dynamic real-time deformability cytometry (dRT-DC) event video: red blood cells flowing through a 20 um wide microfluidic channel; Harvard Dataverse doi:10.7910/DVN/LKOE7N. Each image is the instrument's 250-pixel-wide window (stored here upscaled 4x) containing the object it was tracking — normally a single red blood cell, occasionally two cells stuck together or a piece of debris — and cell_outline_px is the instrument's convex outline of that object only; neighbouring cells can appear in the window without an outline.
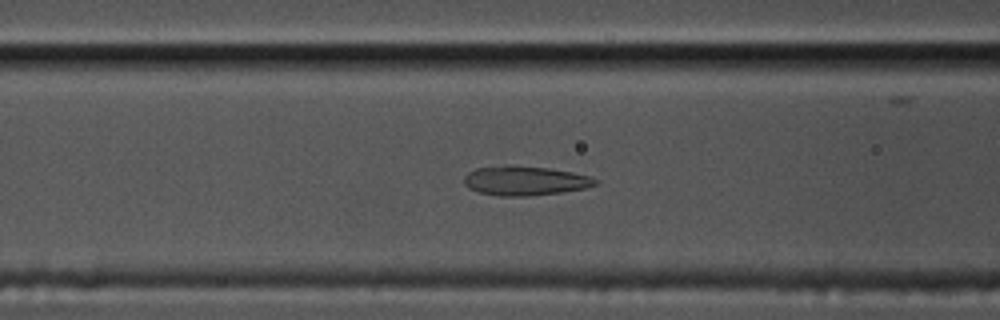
{"species": "common noctule bat (a hibernating species)", "species_latin": "Nyctalus noctula", "temperature_condition": "cold", "stored_images_in_passage": 42, "camera_frame_rate_fps": 3000, "um_per_image_px": 0.085, "animal": {"sex": "male", "body_mass_g": 17.5, "forearm_length_mm": 52.3}, "frame": {"image": 1, "passage_image": 7, "time_ms": 2.0, "image_size_px": [1000, 320], "cell_outline_px": [[600, 180], [596, 184], [584, 188], [560, 192], [528, 196], [500, 196], [480, 192], [468, 188], [464, 184], [464, 176], [468, 172], [476, 168], [504, 164], [512, 164], [548, 168], [572, 172], [588, 176]], "centroid_in_image_um": [44.58, 15.34], "position_along_channel_um": 122.0, "area_um2": 22.6}}
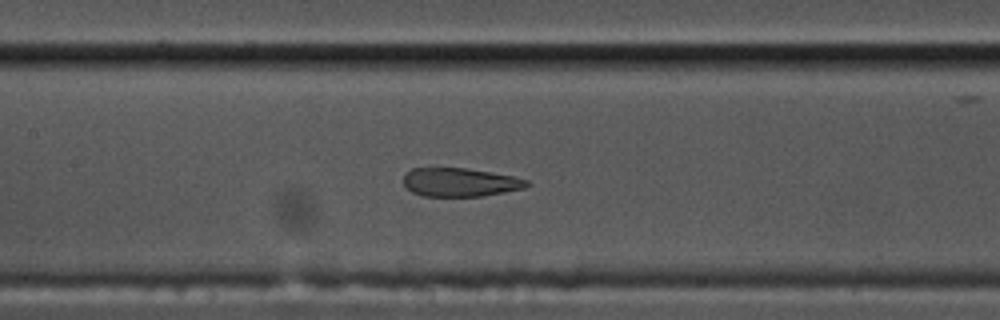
{"frame": {"image": 2, "passage_image": 11, "time_ms": 3.333, "image_size_px": [1000, 320], "cell_outline_px": [[532, 184], [524, 188], [504, 192], [480, 196], [424, 196], [412, 192], [404, 184], [404, 176], [412, 168], [468, 168], [512, 176], [528, 180]], "centroid_in_image_um": [39.12, 15.49], "position_along_channel_um": 168.3, "area_um2": 20.4}}
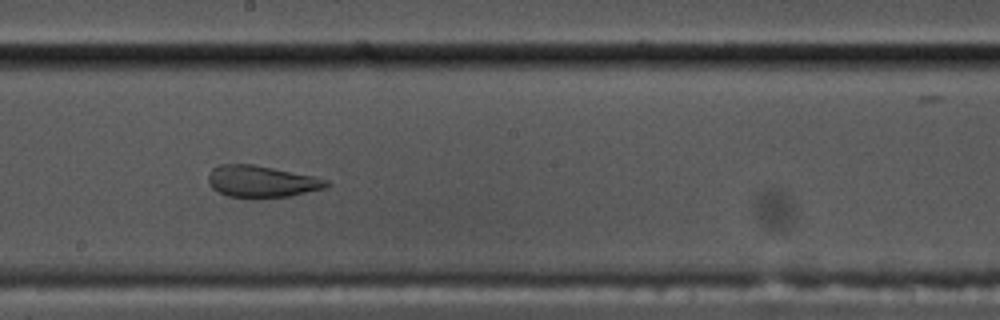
{"frame": {"image": 3, "passage_image": 16, "time_ms": 5.0, "image_size_px": [1000, 320], "cell_outline_px": [[332, 184], [324, 188], [292, 196], [252, 200], [228, 196], [212, 188], [208, 184], [208, 176], [212, 168], [220, 164], [252, 164], [312, 176], [328, 180]], "centroid_in_image_um": [22.21, 15.46], "position_along_channel_um": 226.0, "area_um2": 22.25}}